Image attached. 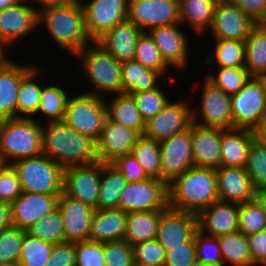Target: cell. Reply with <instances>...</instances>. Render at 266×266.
<instances>
[{"label": "cell", "instance_id": "60d3db41", "mask_svg": "<svg viewBox=\"0 0 266 266\" xmlns=\"http://www.w3.org/2000/svg\"><path fill=\"white\" fill-rule=\"evenodd\" d=\"M134 60L144 67L161 72L164 76L168 74L170 82L178 80L177 76L171 73V69L163 61L160 50L148 32H142L140 35L136 44Z\"/></svg>", "mask_w": 266, "mask_h": 266}, {"label": "cell", "instance_id": "7dc6e473", "mask_svg": "<svg viewBox=\"0 0 266 266\" xmlns=\"http://www.w3.org/2000/svg\"><path fill=\"white\" fill-rule=\"evenodd\" d=\"M238 223L239 231L246 236L266 229V217L255 200L239 204Z\"/></svg>", "mask_w": 266, "mask_h": 266}, {"label": "cell", "instance_id": "681fc988", "mask_svg": "<svg viewBox=\"0 0 266 266\" xmlns=\"http://www.w3.org/2000/svg\"><path fill=\"white\" fill-rule=\"evenodd\" d=\"M26 230L11 226L0 233V263L19 262Z\"/></svg>", "mask_w": 266, "mask_h": 266}, {"label": "cell", "instance_id": "f546056e", "mask_svg": "<svg viewBox=\"0 0 266 266\" xmlns=\"http://www.w3.org/2000/svg\"><path fill=\"white\" fill-rule=\"evenodd\" d=\"M219 0H179L180 23L196 37L205 35L211 27L214 10ZM186 25V26H185Z\"/></svg>", "mask_w": 266, "mask_h": 266}, {"label": "cell", "instance_id": "6da1fadb", "mask_svg": "<svg viewBox=\"0 0 266 266\" xmlns=\"http://www.w3.org/2000/svg\"><path fill=\"white\" fill-rule=\"evenodd\" d=\"M42 150L43 155L63 168L99 161L97 142L63 121L42 123Z\"/></svg>", "mask_w": 266, "mask_h": 266}, {"label": "cell", "instance_id": "91938a15", "mask_svg": "<svg viewBox=\"0 0 266 266\" xmlns=\"http://www.w3.org/2000/svg\"><path fill=\"white\" fill-rule=\"evenodd\" d=\"M237 5L257 23L266 15V0H226Z\"/></svg>", "mask_w": 266, "mask_h": 266}, {"label": "cell", "instance_id": "ba28073f", "mask_svg": "<svg viewBox=\"0 0 266 266\" xmlns=\"http://www.w3.org/2000/svg\"><path fill=\"white\" fill-rule=\"evenodd\" d=\"M233 128L255 130L266 118V85L263 78L251 77L231 96Z\"/></svg>", "mask_w": 266, "mask_h": 266}, {"label": "cell", "instance_id": "d590c367", "mask_svg": "<svg viewBox=\"0 0 266 266\" xmlns=\"http://www.w3.org/2000/svg\"><path fill=\"white\" fill-rule=\"evenodd\" d=\"M67 89L56 84L42 86L40 94V105L35 117H44L42 123L62 121L67 107L68 100L72 94H68Z\"/></svg>", "mask_w": 266, "mask_h": 266}, {"label": "cell", "instance_id": "f1b7e54d", "mask_svg": "<svg viewBox=\"0 0 266 266\" xmlns=\"http://www.w3.org/2000/svg\"><path fill=\"white\" fill-rule=\"evenodd\" d=\"M255 138V131L251 129H225L221 140V167L245 168Z\"/></svg>", "mask_w": 266, "mask_h": 266}, {"label": "cell", "instance_id": "ab89813d", "mask_svg": "<svg viewBox=\"0 0 266 266\" xmlns=\"http://www.w3.org/2000/svg\"><path fill=\"white\" fill-rule=\"evenodd\" d=\"M131 154L142 166L149 178L162 180V165L159 141L141 135L132 149Z\"/></svg>", "mask_w": 266, "mask_h": 266}, {"label": "cell", "instance_id": "680465c9", "mask_svg": "<svg viewBox=\"0 0 266 266\" xmlns=\"http://www.w3.org/2000/svg\"><path fill=\"white\" fill-rule=\"evenodd\" d=\"M252 266L266 262V229L247 236Z\"/></svg>", "mask_w": 266, "mask_h": 266}, {"label": "cell", "instance_id": "db71d44e", "mask_svg": "<svg viewBox=\"0 0 266 266\" xmlns=\"http://www.w3.org/2000/svg\"><path fill=\"white\" fill-rule=\"evenodd\" d=\"M104 258L103 243L76 242V266H106Z\"/></svg>", "mask_w": 266, "mask_h": 266}, {"label": "cell", "instance_id": "2e32d148", "mask_svg": "<svg viewBox=\"0 0 266 266\" xmlns=\"http://www.w3.org/2000/svg\"><path fill=\"white\" fill-rule=\"evenodd\" d=\"M128 20L143 32L180 23L179 0H129Z\"/></svg>", "mask_w": 266, "mask_h": 266}, {"label": "cell", "instance_id": "c3c4849f", "mask_svg": "<svg viewBox=\"0 0 266 266\" xmlns=\"http://www.w3.org/2000/svg\"><path fill=\"white\" fill-rule=\"evenodd\" d=\"M135 266H164L166 251L157 239L132 246Z\"/></svg>", "mask_w": 266, "mask_h": 266}, {"label": "cell", "instance_id": "4fadbf2b", "mask_svg": "<svg viewBox=\"0 0 266 266\" xmlns=\"http://www.w3.org/2000/svg\"><path fill=\"white\" fill-rule=\"evenodd\" d=\"M102 162L64 168L63 193L97 209Z\"/></svg>", "mask_w": 266, "mask_h": 266}, {"label": "cell", "instance_id": "7a4b0ae2", "mask_svg": "<svg viewBox=\"0 0 266 266\" xmlns=\"http://www.w3.org/2000/svg\"><path fill=\"white\" fill-rule=\"evenodd\" d=\"M169 207L198 215L218 199L215 169L191 167L168 184Z\"/></svg>", "mask_w": 266, "mask_h": 266}, {"label": "cell", "instance_id": "7bdbcfd3", "mask_svg": "<svg viewBox=\"0 0 266 266\" xmlns=\"http://www.w3.org/2000/svg\"><path fill=\"white\" fill-rule=\"evenodd\" d=\"M26 232L52 244L65 241L63 222L58 208L50 214L44 215L41 220L34 222Z\"/></svg>", "mask_w": 266, "mask_h": 266}, {"label": "cell", "instance_id": "6125c7cd", "mask_svg": "<svg viewBox=\"0 0 266 266\" xmlns=\"http://www.w3.org/2000/svg\"><path fill=\"white\" fill-rule=\"evenodd\" d=\"M13 226L11 205L7 202H0V233Z\"/></svg>", "mask_w": 266, "mask_h": 266}, {"label": "cell", "instance_id": "8992f818", "mask_svg": "<svg viewBox=\"0 0 266 266\" xmlns=\"http://www.w3.org/2000/svg\"><path fill=\"white\" fill-rule=\"evenodd\" d=\"M17 172L22 192L61 195L64 168L41 154L17 160L11 164Z\"/></svg>", "mask_w": 266, "mask_h": 266}, {"label": "cell", "instance_id": "03108f58", "mask_svg": "<svg viewBox=\"0 0 266 266\" xmlns=\"http://www.w3.org/2000/svg\"><path fill=\"white\" fill-rule=\"evenodd\" d=\"M254 200L259 204L266 217V189L256 191Z\"/></svg>", "mask_w": 266, "mask_h": 266}, {"label": "cell", "instance_id": "be15d7a7", "mask_svg": "<svg viewBox=\"0 0 266 266\" xmlns=\"http://www.w3.org/2000/svg\"><path fill=\"white\" fill-rule=\"evenodd\" d=\"M8 47L0 41V69L3 68L9 61H11V56L7 53Z\"/></svg>", "mask_w": 266, "mask_h": 266}, {"label": "cell", "instance_id": "d4e9b609", "mask_svg": "<svg viewBox=\"0 0 266 266\" xmlns=\"http://www.w3.org/2000/svg\"><path fill=\"white\" fill-rule=\"evenodd\" d=\"M224 128L205 127L192 123L191 140L194 166L221 167V140Z\"/></svg>", "mask_w": 266, "mask_h": 266}, {"label": "cell", "instance_id": "6f0895ef", "mask_svg": "<svg viewBox=\"0 0 266 266\" xmlns=\"http://www.w3.org/2000/svg\"><path fill=\"white\" fill-rule=\"evenodd\" d=\"M112 164L124 175L128 183L149 178L131 153L118 157Z\"/></svg>", "mask_w": 266, "mask_h": 266}, {"label": "cell", "instance_id": "9f6ffc18", "mask_svg": "<svg viewBox=\"0 0 266 266\" xmlns=\"http://www.w3.org/2000/svg\"><path fill=\"white\" fill-rule=\"evenodd\" d=\"M45 266H76V242L64 241L54 244Z\"/></svg>", "mask_w": 266, "mask_h": 266}, {"label": "cell", "instance_id": "e575fe53", "mask_svg": "<svg viewBox=\"0 0 266 266\" xmlns=\"http://www.w3.org/2000/svg\"><path fill=\"white\" fill-rule=\"evenodd\" d=\"M127 184L124 175L112 163H102L97 209L119 208L120 195Z\"/></svg>", "mask_w": 266, "mask_h": 266}, {"label": "cell", "instance_id": "f5cc1de1", "mask_svg": "<svg viewBox=\"0 0 266 266\" xmlns=\"http://www.w3.org/2000/svg\"><path fill=\"white\" fill-rule=\"evenodd\" d=\"M22 194L17 172L11 164H0V202L13 203Z\"/></svg>", "mask_w": 266, "mask_h": 266}, {"label": "cell", "instance_id": "f907efd6", "mask_svg": "<svg viewBox=\"0 0 266 266\" xmlns=\"http://www.w3.org/2000/svg\"><path fill=\"white\" fill-rule=\"evenodd\" d=\"M194 241L198 261L211 265H224L217 237L205 235L197 230Z\"/></svg>", "mask_w": 266, "mask_h": 266}, {"label": "cell", "instance_id": "83f0119b", "mask_svg": "<svg viewBox=\"0 0 266 266\" xmlns=\"http://www.w3.org/2000/svg\"><path fill=\"white\" fill-rule=\"evenodd\" d=\"M128 213L121 208L95 209L89 241L108 242L124 239Z\"/></svg>", "mask_w": 266, "mask_h": 266}, {"label": "cell", "instance_id": "f35d334b", "mask_svg": "<svg viewBox=\"0 0 266 266\" xmlns=\"http://www.w3.org/2000/svg\"><path fill=\"white\" fill-rule=\"evenodd\" d=\"M213 54L206 55L204 64H212L216 67L239 68L245 65V41L231 39H213ZM210 56V57H209ZM215 62H214V61Z\"/></svg>", "mask_w": 266, "mask_h": 266}, {"label": "cell", "instance_id": "bcb514c9", "mask_svg": "<svg viewBox=\"0 0 266 266\" xmlns=\"http://www.w3.org/2000/svg\"><path fill=\"white\" fill-rule=\"evenodd\" d=\"M245 170L256 191L266 189V145L256 138L250 146Z\"/></svg>", "mask_w": 266, "mask_h": 266}, {"label": "cell", "instance_id": "7402d4cb", "mask_svg": "<svg viewBox=\"0 0 266 266\" xmlns=\"http://www.w3.org/2000/svg\"><path fill=\"white\" fill-rule=\"evenodd\" d=\"M61 195L22 192L11 203L12 222L14 227L27 230L34 222L41 220L44 215L57 209Z\"/></svg>", "mask_w": 266, "mask_h": 266}, {"label": "cell", "instance_id": "94428289", "mask_svg": "<svg viewBox=\"0 0 266 266\" xmlns=\"http://www.w3.org/2000/svg\"><path fill=\"white\" fill-rule=\"evenodd\" d=\"M37 12L47 10L53 7H59L62 5H69L77 0H28ZM38 5V6H37Z\"/></svg>", "mask_w": 266, "mask_h": 266}, {"label": "cell", "instance_id": "89a4df30", "mask_svg": "<svg viewBox=\"0 0 266 266\" xmlns=\"http://www.w3.org/2000/svg\"><path fill=\"white\" fill-rule=\"evenodd\" d=\"M258 25L266 31V15L258 22Z\"/></svg>", "mask_w": 266, "mask_h": 266}, {"label": "cell", "instance_id": "4316f807", "mask_svg": "<svg viewBox=\"0 0 266 266\" xmlns=\"http://www.w3.org/2000/svg\"><path fill=\"white\" fill-rule=\"evenodd\" d=\"M12 59L0 69V121L17 118V95L21 80L35 67Z\"/></svg>", "mask_w": 266, "mask_h": 266}, {"label": "cell", "instance_id": "e0dca14e", "mask_svg": "<svg viewBox=\"0 0 266 266\" xmlns=\"http://www.w3.org/2000/svg\"><path fill=\"white\" fill-rule=\"evenodd\" d=\"M159 145L162 180L167 184L194 167L191 126L181 133L160 141Z\"/></svg>", "mask_w": 266, "mask_h": 266}, {"label": "cell", "instance_id": "30bf717a", "mask_svg": "<svg viewBox=\"0 0 266 266\" xmlns=\"http://www.w3.org/2000/svg\"><path fill=\"white\" fill-rule=\"evenodd\" d=\"M203 83L200 105L191 107L193 123L205 127L233 128L231 96L205 78Z\"/></svg>", "mask_w": 266, "mask_h": 266}, {"label": "cell", "instance_id": "753ad0ef", "mask_svg": "<svg viewBox=\"0 0 266 266\" xmlns=\"http://www.w3.org/2000/svg\"><path fill=\"white\" fill-rule=\"evenodd\" d=\"M266 85V75L262 77Z\"/></svg>", "mask_w": 266, "mask_h": 266}, {"label": "cell", "instance_id": "a7ac6f4b", "mask_svg": "<svg viewBox=\"0 0 266 266\" xmlns=\"http://www.w3.org/2000/svg\"><path fill=\"white\" fill-rule=\"evenodd\" d=\"M0 266H20L19 262H3Z\"/></svg>", "mask_w": 266, "mask_h": 266}, {"label": "cell", "instance_id": "d6986e66", "mask_svg": "<svg viewBox=\"0 0 266 266\" xmlns=\"http://www.w3.org/2000/svg\"><path fill=\"white\" fill-rule=\"evenodd\" d=\"M198 230V217L194 213L168 207L161 211L156 239L169 251V247L183 246Z\"/></svg>", "mask_w": 266, "mask_h": 266}, {"label": "cell", "instance_id": "836d02e7", "mask_svg": "<svg viewBox=\"0 0 266 266\" xmlns=\"http://www.w3.org/2000/svg\"><path fill=\"white\" fill-rule=\"evenodd\" d=\"M36 65L20 83L17 95V118H35L40 105L42 86L36 80L42 75V67Z\"/></svg>", "mask_w": 266, "mask_h": 266}, {"label": "cell", "instance_id": "74e56055", "mask_svg": "<svg viewBox=\"0 0 266 266\" xmlns=\"http://www.w3.org/2000/svg\"><path fill=\"white\" fill-rule=\"evenodd\" d=\"M224 266H252L247 236L239 230L217 237Z\"/></svg>", "mask_w": 266, "mask_h": 266}, {"label": "cell", "instance_id": "2644e50d", "mask_svg": "<svg viewBox=\"0 0 266 266\" xmlns=\"http://www.w3.org/2000/svg\"><path fill=\"white\" fill-rule=\"evenodd\" d=\"M194 266H224V265H211V264H207V263H204V262L197 260V262L195 263Z\"/></svg>", "mask_w": 266, "mask_h": 266}, {"label": "cell", "instance_id": "5b68a950", "mask_svg": "<svg viewBox=\"0 0 266 266\" xmlns=\"http://www.w3.org/2000/svg\"><path fill=\"white\" fill-rule=\"evenodd\" d=\"M42 150V122L37 118L0 121V160L2 164L39 156Z\"/></svg>", "mask_w": 266, "mask_h": 266}, {"label": "cell", "instance_id": "9c48e42d", "mask_svg": "<svg viewBox=\"0 0 266 266\" xmlns=\"http://www.w3.org/2000/svg\"><path fill=\"white\" fill-rule=\"evenodd\" d=\"M168 207V184L157 178L128 183L119 200V208L127 213L163 211Z\"/></svg>", "mask_w": 266, "mask_h": 266}, {"label": "cell", "instance_id": "8c879c8a", "mask_svg": "<svg viewBox=\"0 0 266 266\" xmlns=\"http://www.w3.org/2000/svg\"><path fill=\"white\" fill-rule=\"evenodd\" d=\"M256 266H266V262H262V263H260V264H258Z\"/></svg>", "mask_w": 266, "mask_h": 266}, {"label": "cell", "instance_id": "52a82bcc", "mask_svg": "<svg viewBox=\"0 0 266 266\" xmlns=\"http://www.w3.org/2000/svg\"><path fill=\"white\" fill-rule=\"evenodd\" d=\"M106 118L104 98L82 91L70 96L62 121L76 132L97 141Z\"/></svg>", "mask_w": 266, "mask_h": 266}, {"label": "cell", "instance_id": "ac0fdd59", "mask_svg": "<svg viewBox=\"0 0 266 266\" xmlns=\"http://www.w3.org/2000/svg\"><path fill=\"white\" fill-rule=\"evenodd\" d=\"M28 0H20L16 4L0 11V41L12 48L19 40L32 36L38 31V12ZM14 43V44H13Z\"/></svg>", "mask_w": 266, "mask_h": 266}, {"label": "cell", "instance_id": "3957f363", "mask_svg": "<svg viewBox=\"0 0 266 266\" xmlns=\"http://www.w3.org/2000/svg\"><path fill=\"white\" fill-rule=\"evenodd\" d=\"M37 26L46 29L55 44L72 57L92 42L85 30L84 9L80 0L38 12Z\"/></svg>", "mask_w": 266, "mask_h": 266}, {"label": "cell", "instance_id": "cb8c5ba5", "mask_svg": "<svg viewBox=\"0 0 266 266\" xmlns=\"http://www.w3.org/2000/svg\"><path fill=\"white\" fill-rule=\"evenodd\" d=\"M215 173L219 200L236 204L254 200L256 190L245 168L219 167Z\"/></svg>", "mask_w": 266, "mask_h": 266}, {"label": "cell", "instance_id": "ee69618b", "mask_svg": "<svg viewBox=\"0 0 266 266\" xmlns=\"http://www.w3.org/2000/svg\"><path fill=\"white\" fill-rule=\"evenodd\" d=\"M54 244L25 234L19 257L20 266H45Z\"/></svg>", "mask_w": 266, "mask_h": 266}, {"label": "cell", "instance_id": "7c38bea8", "mask_svg": "<svg viewBox=\"0 0 266 266\" xmlns=\"http://www.w3.org/2000/svg\"><path fill=\"white\" fill-rule=\"evenodd\" d=\"M84 9L85 30L96 41L115 25L128 19L129 0H80Z\"/></svg>", "mask_w": 266, "mask_h": 266}, {"label": "cell", "instance_id": "8fae6325", "mask_svg": "<svg viewBox=\"0 0 266 266\" xmlns=\"http://www.w3.org/2000/svg\"><path fill=\"white\" fill-rule=\"evenodd\" d=\"M181 23L155 27L147 31L152 37L155 45L160 50L165 64L174 70H186L189 67L190 57V35L181 28Z\"/></svg>", "mask_w": 266, "mask_h": 266}, {"label": "cell", "instance_id": "e7e4bbea", "mask_svg": "<svg viewBox=\"0 0 266 266\" xmlns=\"http://www.w3.org/2000/svg\"><path fill=\"white\" fill-rule=\"evenodd\" d=\"M254 131L256 139L266 145V118Z\"/></svg>", "mask_w": 266, "mask_h": 266}, {"label": "cell", "instance_id": "44dd1931", "mask_svg": "<svg viewBox=\"0 0 266 266\" xmlns=\"http://www.w3.org/2000/svg\"><path fill=\"white\" fill-rule=\"evenodd\" d=\"M57 208L61 213L65 241H88L95 209L64 193L58 199Z\"/></svg>", "mask_w": 266, "mask_h": 266}, {"label": "cell", "instance_id": "484cf974", "mask_svg": "<svg viewBox=\"0 0 266 266\" xmlns=\"http://www.w3.org/2000/svg\"><path fill=\"white\" fill-rule=\"evenodd\" d=\"M142 32L139 26L127 19L105 32L95 42L122 63L134 59L136 44Z\"/></svg>", "mask_w": 266, "mask_h": 266}, {"label": "cell", "instance_id": "ffe728a7", "mask_svg": "<svg viewBox=\"0 0 266 266\" xmlns=\"http://www.w3.org/2000/svg\"><path fill=\"white\" fill-rule=\"evenodd\" d=\"M141 135L119 122L106 118L97 142V154L102 163H112L118 157L130 154Z\"/></svg>", "mask_w": 266, "mask_h": 266}, {"label": "cell", "instance_id": "9a60e30c", "mask_svg": "<svg viewBox=\"0 0 266 266\" xmlns=\"http://www.w3.org/2000/svg\"><path fill=\"white\" fill-rule=\"evenodd\" d=\"M257 25L258 23L237 5L219 0L207 33H210L213 39L245 41Z\"/></svg>", "mask_w": 266, "mask_h": 266}, {"label": "cell", "instance_id": "f6af8a7d", "mask_svg": "<svg viewBox=\"0 0 266 266\" xmlns=\"http://www.w3.org/2000/svg\"><path fill=\"white\" fill-rule=\"evenodd\" d=\"M133 95L137 109L145 123L160 113L171 100L162 86L149 91L128 93Z\"/></svg>", "mask_w": 266, "mask_h": 266}, {"label": "cell", "instance_id": "816d5d0a", "mask_svg": "<svg viewBox=\"0 0 266 266\" xmlns=\"http://www.w3.org/2000/svg\"><path fill=\"white\" fill-rule=\"evenodd\" d=\"M106 266H135L132 246L124 239L103 242Z\"/></svg>", "mask_w": 266, "mask_h": 266}, {"label": "cell", "instance_id": "003e7915", "mask_svg": "<svg viewBox=\"0 0 266 266\" xmlns=\"http://www.w3.org/2000/svg\"><path fill=\"white\" fill-rule=\"evenodd\" d=\"M20 0H0V11L19 2Z\"/></svg>", "mask_w": 266, "mask_h": 266}, {"label": "cell", "instance_id": "b9f144b4", "mask_svg": "<svg viewBox=\"0 0 266 266\" xmlns=\"http://www.w3.org/2000/svg\"><path fill=\"white\" fill-rule=\"evenodd\" d=\"M215 73L206 72L204 78L216 88L223 90L232 96L241 90L251 78L249 72L244 67L227 68L215 67Z\"/></svg>", "mask_w": 266, "mask_h": 266}, {"label": "cell", "instance_id": "1f68e13d", "mask_svg": "<svg viewBox=\"0 0 266 266\" xmlns=\"http://www.w3.org/2000/svg\"><path fill=\"white\" fill-rule=\"evenodd\" d=\"M104 98L107 109V118L119 122L128 128L137 131L140 135L145 132V121L141 118L133 95L126 92Z\"/></svg>", "mask_w": 266, "mask_h": 266}, {"label": "cell", "instance_id": "8d00e7d4", "mask_svg": "<svg viewBox=\"0 0 266 266\" xmlns=\"http://www.w3.org/2000/svg\"><path fill=\"white\" fill-rule=\"evenodd\" d=\"M244 68L251 77L266 75V31L257 25L245 40Z\"/></svg>", "mask_w": 266, "mask_h": 266}, {"label": "cell", "instance_id": "603a6c76", "mask_svg": "<svg viewBox=\"0 0 266 266\" xmlns=\"http://www.w3.org/2000/svg\"><path fill=\"white\" fill-rule=\"evenodd\" d=\"M198 230L219 237L239 230V204L217 200L198 215Z\"/></svg>", "mask_w": 266, "mask_h": 266}, {"label": "cell", "instance_id": "277c9868", "mask_svg": "<svg viewBox=\"0 0 266 266\" xmlns=\"http://www.w3.org/2000/svg\"><path fill=\"white\" fill-rule=\"evenodd\" d=\"M73 56L80 60V67L85 75L83 77H86L85 79L89 81L90 88L85 90V93L102 98H106L107 95L122 93V63L95 41L83 47Z\"/></svg>", "mask_w": 266, "mask_h": 266}, {"label": "cell", "instance_id": "5bb4252c", "mask_svg": "<svg viewBox=\"0 0 266 266\" xmlns=\"http://www.w3.org/2000/svg\"><path fill=\"white\" fill-rule=\"evenodd\" d=\"M182 99L170 100L160 113L149 119L143 135L160 142L189 129L193 123L191 105Z\"/></svg>", "mask_w": 266, "mask_h": 266}, {"label": "cell", "instance_id": "d6a6232c", "mask_svg": "<svg viewBox=\"0 0 266 266\" xmlns=\"http://www.w3.org/2000/svg\"><path fill=\"white\" fill-rule=\"evenodd\" d=\"M161 211H138L128 213L124 240L131 246L156 239Z\"/></svg>", "mask_w": 266, "mask_h": 266}, {"label": "cell", "instance_id": "4dcf8cb0", "mask_svg": "<svg viewBox=\"0 0 266 266\" xmlns=\"http://www.w3.org/2000/svg\"><path fill=\"white\" fill-rule=\"evenodd\" d=\"M168 77L164 76L161 72L144 67L134 59L122 62V93H139L159 88L160 84H162L160 80H168Z\"/></svg>", "mask_w": 266, "mask_h": 266}, {"label": "cell", "instance_id": "11a10c76", "mask_svg": "<svg viewBox=\"0 0 266 266\" xmlns=\"http://www.w3.org/2000/svg\"><path fill=\"white\" fill-rule=\"evenodd\" d=\"M197 262L194 236L183 246L169 247L164 266H194Z\"/></svg>", "mask_w": 266, "mask_h": 266}]
</instances>
